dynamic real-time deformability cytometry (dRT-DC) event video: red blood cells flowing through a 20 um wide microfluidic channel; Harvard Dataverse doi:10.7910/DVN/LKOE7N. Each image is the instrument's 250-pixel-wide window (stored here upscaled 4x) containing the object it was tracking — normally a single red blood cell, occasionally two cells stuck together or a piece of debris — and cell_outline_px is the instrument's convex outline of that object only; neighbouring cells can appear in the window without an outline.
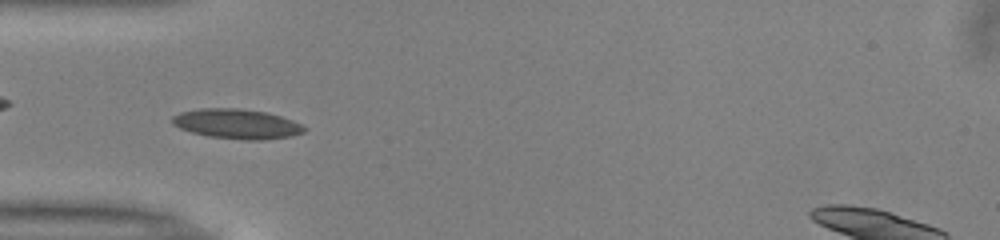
{"species": "common noctule bat (a hibernating species)", "species_latin": "Nyctalus noctula", "temperature_condition": "warm", "stored_images_in_passage": 35, "camera_frame_rate_fps": 3000, "um_per_image_px": 0.085, "animal": {"sex": "male", "body_mass_g": 13.0, "forearm_length_mm": 53.1}, "frame": {"image": 1, "passage_image": 6, "time_ms": 1.667, "image_size_px": [1000, 240], "cell_outline_px": [[308, 128], [304, 132], [292, 136], [260, 140], [244, 140], [208, 136], [192, 132], [180, 128], [172, 124], [172, 116], [180, 112], [200, 108], [240, 108], [268, 112], [292, 120]], "centroid_in_image_um": [20.14, 10.52], "position_along_channel_um": 64.9, "area_um2": 23.0}, "authors_computed_cell_mechanics": {"area_um2": 20.6346, "velocity_mm_per_s": 3.9719, "shape_relaxation_time_tau1_ms": 4.8522, "shape_relaxation_time_tau2_ms": 1.7583, "deformation_change_tau1": 0.1295, "deformation_change_tau2": 0.0773}}